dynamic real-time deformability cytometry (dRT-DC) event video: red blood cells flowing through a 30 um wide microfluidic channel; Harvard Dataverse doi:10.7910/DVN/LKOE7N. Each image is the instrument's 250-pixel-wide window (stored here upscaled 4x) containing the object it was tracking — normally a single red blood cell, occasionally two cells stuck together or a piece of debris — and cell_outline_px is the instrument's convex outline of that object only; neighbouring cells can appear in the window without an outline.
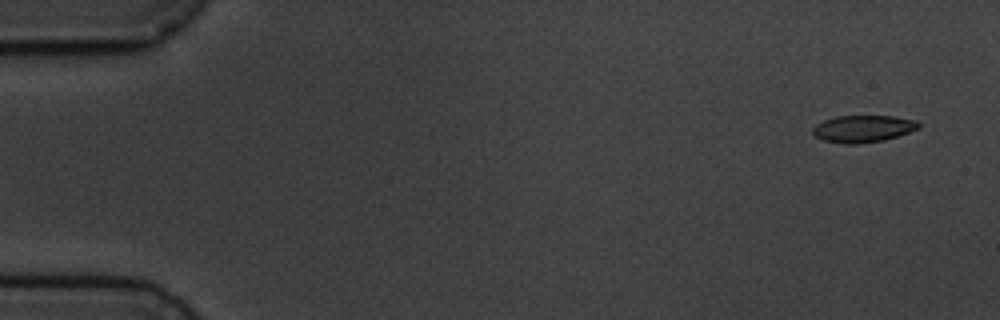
{"species": "common noctule bat (a hibernating species)", "species_latin": "Nyctalus noctula", "temperature_condition": "cold", "stored_images_in_passage": 5, "camera_frame_rate_fps": 3000, "um_per_image_px": 0.085, "animal": {"sex": "male", "body_mass_g": 19.5, "forearm_length_mm": 54.6}, "frame": {"image": 1, "passage_image": 1, "time_ms": 0.0, "image_size_px": [1000, 320], "cell_outline_px": [[920, 128], [884, 140], [856, 144], [844, 144], [824, 140], [816, 136], [812, 132], [812, 128], [816, 124], [824, 120], [836, 116], [892, 116], [916, 120], [920, 124]], "centroid_in_image_um": [73.35, 10.94], "position_along_channel_um": 11.7, "area_um2": 16.59}}
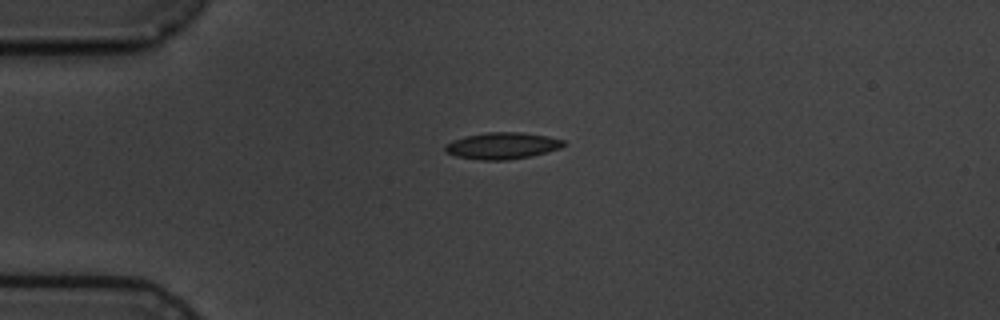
{"frame": {"image": 2, "passage_image": 4, "time_ms": 3.667, "image_size_px": [1000, 320], "cell_outline_px": [[568, 144], [560, 148], [528, 156], [508, 160], [480, 160], [456, 156], [444, 152], [444, 144], [452, 140], [464, 136], [488, 132], [520, 132], [548, 136], [564, 140]], "centroid_in_image_um": [42.65, 12.38], "position_along_channel_um": 42.3, "area_um2": 18.44}}